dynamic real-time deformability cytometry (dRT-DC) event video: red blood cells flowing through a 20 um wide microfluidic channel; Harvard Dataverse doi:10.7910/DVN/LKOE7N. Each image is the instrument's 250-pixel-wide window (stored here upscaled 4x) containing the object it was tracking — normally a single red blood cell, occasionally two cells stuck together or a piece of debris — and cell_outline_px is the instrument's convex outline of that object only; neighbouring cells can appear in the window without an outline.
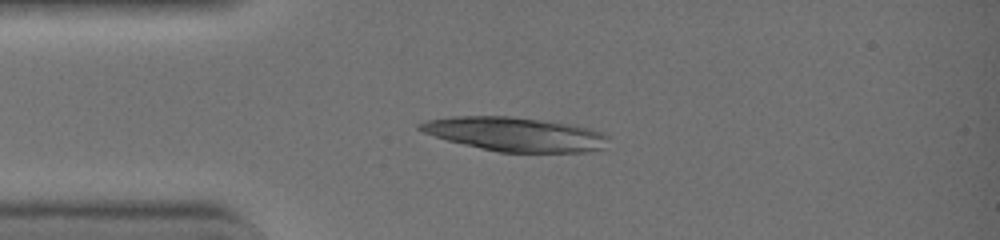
{"species": "common noctule bat (a hibernating species)", "species_latin": "Nyctalus noctula", "temperature_condition": "warm", "stored_images_in_passage": 34, "camera_frame_rate_fps": 3000, "um_per_image_px": 0.085, "animal": {"sex": "female", "body_mass_g": 19.0, "forearm_length_mm": 51.5}, "frame": {"image": 1, "passage_image": 11, "time_ms": 3.333, "image_size_px": [1000, 240], "cell_outline_px": [[608, 148], [592, 152], [500, 152], [480, 148], [448, 140], [424, 132], [416, 128], [416, 124], [428, 120], [452, 116], [508, 116], [540, 120], [568, 124], [588, 128], [600, 132], [608, 136]], "centroid_in_image_um": [43.82, 11.41], "position_along_channel_um": 41.2, "area_um2": 37.28}}
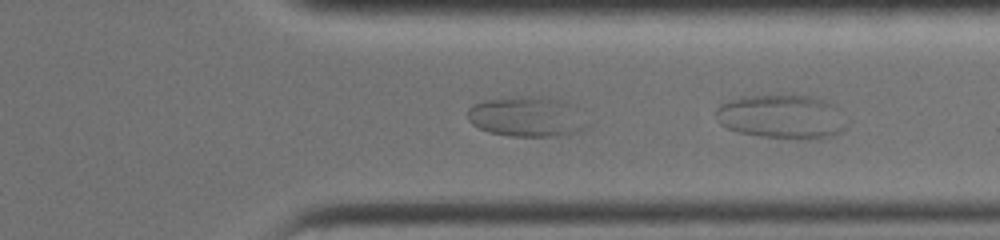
{"frame": {"image": 2, "passage_image": 34, "time_ms": 11.0, "image_size_px": [1000, 240], "cell_outline_px": [[848, 124], [840, 132], [832, 136], [812, 140], [796, 140], [760, 136], [740, 132], [728, 128], [720, 124], [716, 112], [716, 108], [720, 104], [728, 100], [740, 96], [816, 96], [828, 100], [836, 104]], "centroid_in_image_um": [66.51, 9.93], "position_along_channel_um": 344.9, "area_um2": 34.04}}